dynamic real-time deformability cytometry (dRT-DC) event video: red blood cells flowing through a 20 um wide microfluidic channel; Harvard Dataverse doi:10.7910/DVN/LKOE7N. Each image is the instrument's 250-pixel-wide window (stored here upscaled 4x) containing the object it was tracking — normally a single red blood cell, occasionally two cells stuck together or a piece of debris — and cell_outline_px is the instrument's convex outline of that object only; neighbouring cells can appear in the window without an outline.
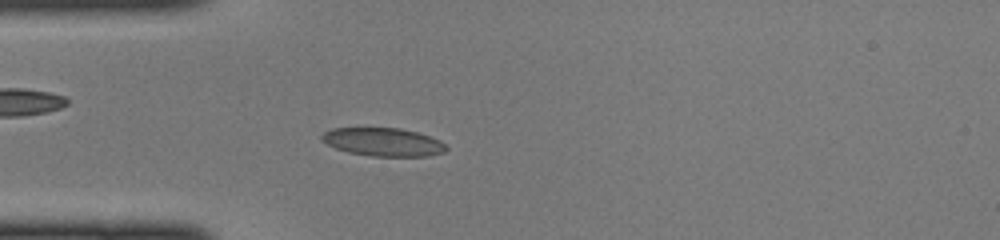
{"species": "common noctule bat (a hibernating species)", "species_latin": "Nyctalus noctula", "temperature_condition": "cold", "stored_images_in_passage": 46, "camera_frame_rate_fps": 3000, "um_per_image_px": 0.085, "animal": {"sex": "female", "body_mass_g": 22.0, "forearm_length_mm": 56.7}, "frame": {"image": 1, "passage_image": 12, "time_ms": 3.667, "image_size_px": [1000, 240], "cell_outline_px": [[448, 148], [444, 152], [428, 156], [372, 156], [348, 152], [336, 148], [320, 140], [320, 136], [324, 132], [332, 128], [400, 128], [416, 132], [440, 140]], "centroid_in_image_um": [32.55, 12.07], "position_along_channel_um": 52.4, "area_um2": 20.4}}
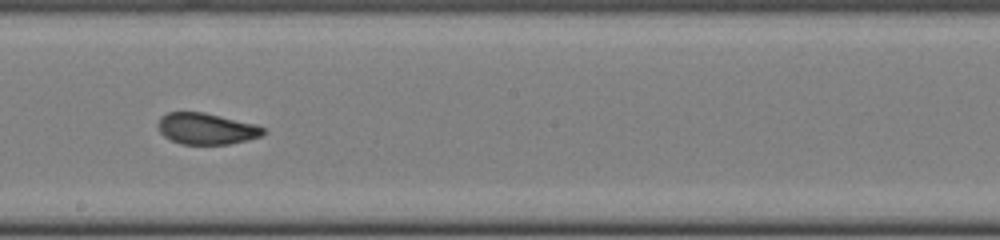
{"frame": {"image": 2, "passage_image": 25, "time_ms": 8.0, "image_size_px": [1000, 240], "cell_outline_px": [[264, 132], [260, 136], [248, 140], [228, 144], [180, 144], [164, 136], [160, 132], [160, 116], [168, 112], [204, 112], [256, 124], [264, 128]], "centroid_in_image_um": [17.55, 10.94], "position_along_channel_um": 230.6, "area_um2": 19.02}}
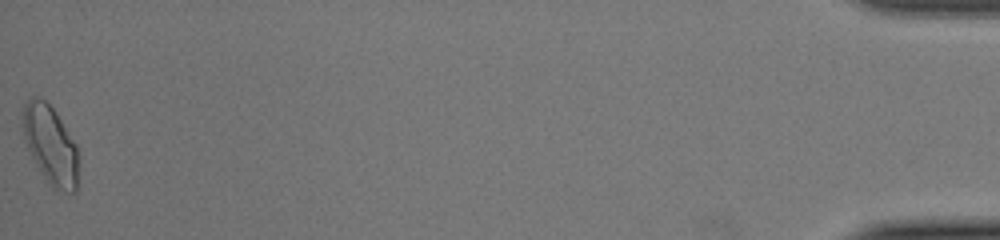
{"frame": {"image": 3, "passage_image": 46, "time_ms": 15.0, "image_size_px": [1000, 240], "cell_outline_px": [[76, 192], [56, 192], [52, 188], [36, 164], [28, 148], [24, 136], [24, 104], [32, 96], [36, 96], [44, 100], [56, 112], [76, 144]], "centroid_in_image_um": [4.29, 12.33], "position_along_channel_um": 430.9, "area_um2": 24.8}}